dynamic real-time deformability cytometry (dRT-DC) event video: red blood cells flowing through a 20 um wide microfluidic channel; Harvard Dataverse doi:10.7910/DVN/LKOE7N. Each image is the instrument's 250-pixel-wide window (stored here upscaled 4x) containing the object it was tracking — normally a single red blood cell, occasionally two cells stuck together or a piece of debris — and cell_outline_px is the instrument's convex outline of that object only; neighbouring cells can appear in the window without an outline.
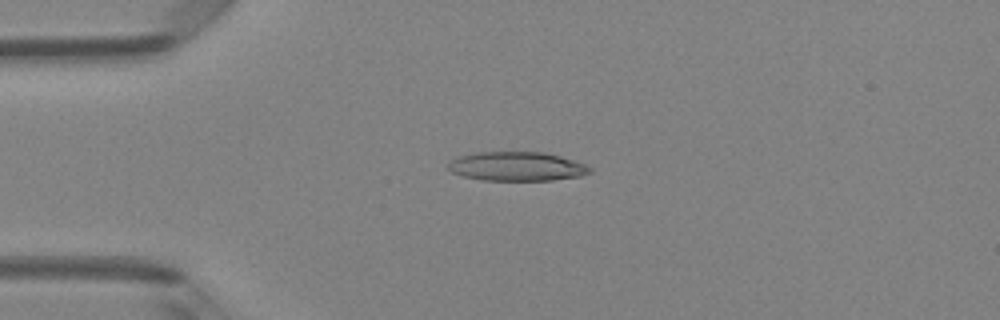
{"species": "Egyptian fruit bat (a non-hibernating species)", "species_latin": "Rousettus aegyptiacus", "temperature_condition": "room temperature", "stored_images_in_passage": 4, "camera_frame_rate_fps": 3000, "um_per_image_px": 0.085, "animal": {"sex": "female"}, "frame": {"image": 1, "passage_image": 3, "time_ms": 0.667, "image_size_px": [1000, 320], "cell_outline_px": [[592, 172], [580, 176], [552, 180], [480, 180], [464, 176], [452, 172], [448, 168], [448, 160], [460, 156], [476, 152], [544, 152], [560, 156], [584, 164], [592, 168]], "centroid_in_image_um": [43.91, 14.14], "position_along_channel_um": 41.1, "area_um2": 23.99}}